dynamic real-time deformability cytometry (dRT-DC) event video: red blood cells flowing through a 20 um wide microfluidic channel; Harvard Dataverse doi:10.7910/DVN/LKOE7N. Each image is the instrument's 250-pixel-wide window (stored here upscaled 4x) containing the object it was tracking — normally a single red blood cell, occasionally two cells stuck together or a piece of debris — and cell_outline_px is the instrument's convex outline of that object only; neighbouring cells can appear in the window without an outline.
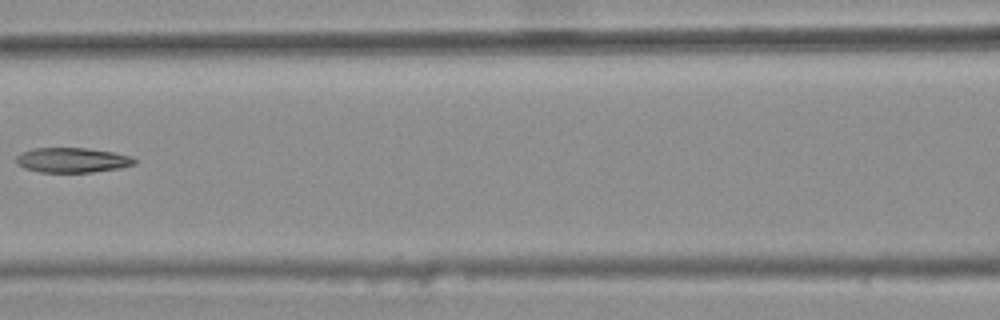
{"species": "common noctule bat (a hibernating species)", "species_latin": "Nyctalus noctula", "temperature_condition": "warm", "stored_images_in_passage": 6, "camera_frame_rate_fps": 3000, "um_per_image_px": 0.085, "animal": {"sex": "female", "body_mass_g": 25.1}, "frame": {"image": 1, "passage_image": 5, "time_ms": 1.333, "image_size_px": [1000, 320], "cell_outline_px": [[136, 164], [120, 168], [92, 172], [40, 172], [24, 168], [16, 160], [16, 156], [32, 148], [88, 148], [112, 152], [132, 156], [136, 160]], "centroid_in_image_um": [6.18, 13.61], "position_along_channel_um": 160.4, "area_um2": 17.05}}
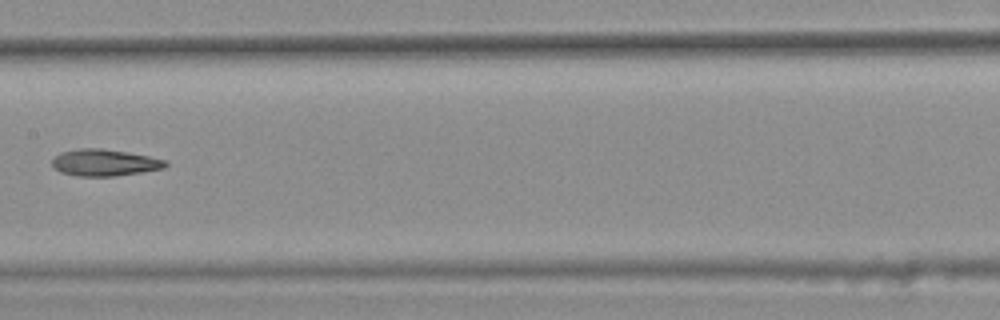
{"frame": {"image": 2, "passage_image": 6, "time_ms": 1.667, "image_size_px": [1000, 320], "cell_outline_px": [[168, 164], [164, 168], [140, 172], [112, 176], [80, 176], [60, 172], [52, 168], [52, 160], [60, 152], [80, 148], [100, 148], [148, 156], [164, 160]], "centroid_in_image_um": [8.82, 13.82], "position_along_channel_um": 198.6, "area_um2": 17.4}}